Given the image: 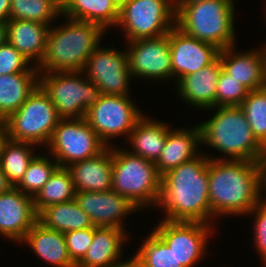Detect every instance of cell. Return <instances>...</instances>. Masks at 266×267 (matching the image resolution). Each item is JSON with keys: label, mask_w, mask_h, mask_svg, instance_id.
I'll use <instances>...</instances> for the list:
<instances>
[{"label": "cell", "mask_w": 266, "mask_h": 267, "mask_svg": "<svg viewBox=\"0 0 266 267\" xmlns=\"http://www.w3.org/2000/svg\"><path fill=\"white\" fill-rule=\"evenodd\" d=\"M126 50L131 76L166 80L172 78L169 33L128 42Z\"/></svg>", "instance_id": "5bb4252c"}, {"label": "cell", "mask_w": 266, "mask_h": 267, "mask_svg": "<svg viewBox=\"0 0 266 267\" xmlns=\"http://www.w3.org/2000/svg\"><path fill=\"white\" fill-rule=\"evenodd\" d=\"M259 49H261L263 58H264V75H265V80H266V46L259 48Z\"/></svg>", "instance_id": "f6af8a7d"}, {"label": "cell", "mask_w": 266, "mask_h": 267, "mask_svg": "<svg viewBox=\"0 0 266 267\" xmlns=\"http://www.w3.org/2000/svg\"><path fill=\"white\" fill-rule=\"evenodd\" d=\"M217 112L206 122L200 123L201 143L219 152V160H244L262 162L266 149L254 137L240 106L214 107Z\"/></svg>", "instance_id": "277c9868"}, {"label": "cell", "mask_w": 266, "mask_h": 267, "mask_svg": "<svg viewBox=\"0 0 266 267\" xmlns=\"http://www.w3.org/2000/svg\"><path fill=\"white\" fill-rule=\"evenodd\" d=\"M174 20L173 0H125L120 4L117 27L123 28L126 42H130L168 34L176 26Z\"/></svg>", "instance_id": "9c48e42d"}, {"label": "cell", "mask_w": 266, "mask_h": 267, "mask_svg": "<svg viewBox=\"0 0 266 267\" xmlns=\"http://www.w3.org/2000/svg\"><path fill=\"white\" fill-rule=\"evenodd\" d=\"M261 164H262V170H263V187H265L264 190H266V152L262 159Z\"/></svg>", "instance_id": "ee69618b"}, {"label": "cell", "mask_w": 266, "mask_h": 267, "mask_svg": "<svg viewBox=\"0 0 266 267\" xmlns=\"http://www.w3.org/2000/svg\"><path fill=\"white\" fill-rule=\"evenodd\" d=\"M248 214L255 215L254 243L258 254L266 266V200L263 198Z\"/></svg>", "instance_id": "74e56055"}, {"label": "cell", "mask_w": 266, "mask_h": 267, "mask_svg": "<svg viewBox=\"0 0 266 267\" xmlns=\"http://www.w3.org/2000/svg\"><path fill=\"white\" fill-rule=\"evenodd\" d=\"M29 142H18L7 139L0 155V166L5 173L8 182L15 187L23 178L28 164L34 158Z\"/></svg>", "instance_id": "f546056e"}, {"label": "cell", "mask_w": 266, "mask_h": 267, "mask_svg": "<svg viewBox=\"0 0 266 267\" xmlns=\"http://www.w3.org/2000/svg\"><path fill=\"white\" fill-rule=\"evenodd\" d=\"M33 197L11 187L0 195V235L21 242L37 222Z\"/></svg>", "instance_id": "e0dca14e"}, {"label": "cell", "mask_w": 266, "mask_h": 267, "mask_svg": "<svg viewBox=\"0 0 266 267\" xmlns=\"http://www.w3.org/2000/svg\"><path fill=\"white\" fill-rule=\"evenodd\" d=\"M240 107L254 137L266 149V86L249 91Z\"/></svg>", "instance_id": "d6a6232c"}, {"label": "cell", "mask_w": 266, "mask_h": 267, "mask_svg": "<svg viewBox=\"0 0 266 267\" xmlns=\"http://www.w3.org/2000/svg\"><path fill=\"white\" fill-rule=\"evenodd\" d=\"M171 128L167 123L151 120L143 116L128 136L129 153L156 163L163 151V146ZM134 150V151H133Z\"/></svg>", "instance_id": "484cf974"}, {"label": "cell", "mask_w": 266, "mask_h": 267, "mask_svg": "<svg viewBox=\"0 0 266 267\" xmlns=\"http://www.w3.org/2000/svg\"><path fill=\"white\" fill-rule=\"evenodd\" d=\"M235 46L220 50L222 69L249 91L266 86L264 58L259 49L246 52H234Z\"/></svg>", "instance_id": "ac0fdd59"}, {"label": "cell", "mask_w": 266, "mask_h": 267, "mask_svg": "<svg viewBox=\"0 0 266 267\" xmlns=\"http://www.w3.org/2000/svg\"><path fill=\"white\" fill-rule=\"evenodd\" d=\"M115 267H141L140 264L132 257L129 261H122Z\"/></svg>", "instance_id": "7bdbcfd3"}, {"label": "cell", "mask_w": 266, "mask_h": 267, "mask_svg": "<svg viewBox=\"0 0 266 267\" xmlns=\"http://www.w3.org/2000/svg\"><path fill=\"white\" fill-rule=\"evenodd\" d=\"M49 25L29 20L9 19L7 21V42L37 67L46 50Z\"/></svg>", "instance_id": "603a6c76"}, {"label": "cell", "mask_w": 266, "mask_h": 267, "mask_svg": "<svg viewBox=\"0 0 266 267\" xmlns=\"http://www.w3.org/2000/svg\"><path fill=\"white\" fill-rule=\"evenodd\" d=\"M169 45L172 77L177 78L176 83L213 63L220 53L215 45L190 37L176 26L169 32Z\"/></svg>", "instance_id": "9a60e30c"}, {"label": "cell", "mask_w": 266, "mask_h": 267, "mask_svg": "<svg viewBox=\"0 0 266 267\" xmlns=\"http://www.w3.org/2000/svg\"><path fill=\"white\" fill-rule=\"evenodd\" d=\"M30 63V65L28 64ZM30 66V67H29ZM39 72L36 66L25 58L14 46L6 42L0 46V75L13 73Z\"/></svg>", "instance_id": "d590c367"}, {"label": "cell", "mask_w": 266, "mask_h": 267, "mask_svg": "<svg viewBox=\"0 0 266 267\" xmlns=\"http://www.w3.org/2000/svg\"><path fill=\"white\" fill-rule=\"evenodd\" d=\"M83 71L39 74V86L49 96L61 119L82 118L99 99V88ZM87 78V79H86Z\"/></svg>", "instance_id": "52a82bcc"}, {"label": "cell", "mask_w": 266, "mask_h": 267, "mask_svg": "<svg viewBox=\"0 0 266 267\" xmlns=\"http://www.w3.org/2000/svg\"><path fill=\"white\" fill-rule=\"evenodd\" d=\"M23 241L48 264L56 267H76L68 254L63 232L46 228L37 221Z\"/></svg>", "instance_id": "cb8c5ba5"}, {"label": "cell", "mask_w": 266, "mask_h": 267, "mask_svg": "<svg viewBox=\"0 0 266 267\" xmlns=\"http://www.w3.org/2000/svg\"><path fill=\"white\" fill-rule=\"evenodd\" d=\"M39 72L0 75V116L4 121L15 113L39 85Z\"/></svg>", "instance_id": "4316f807"}, {"label": "cell", "mask_w": 266, "mask_h": 267, "mask_svg": "<svg viewBox=\"0 0 266 267\" xmlns=\"http://www.w3.org/2000/svg\"><path fill=\"white\" fill-rule=\"evenodd\" d=\"M61 14L65 18L92 22L105 31L117 23L120 15V3L117 0H62Z\"/></svg>", "instance_id": "d4e9b609"}, {"label": "cell", "mask_w": 266, "mask_h": 267, "mask_svg": "<svg viewBox=\"0 0 266 267\" xmlns=\"http://www.w3.org/2000/svg\"><path fill=\"white\" fill-rule=\"evenodd\" d=\"M120 4L123 2V1H125V0H117Z\"/></svg>", "instance_id": "c3c4849f"}, {"label": "cell", "mask_w": 266, "mask_h": 267, "mask_svg": "<svg viewBox=\"0 0 266 267\" xmlns=\"http://www.w3.org/2000/svg\"><path fill=\"white\" fill-rule=\"evenodd\" d=\"M75 193L70 171L67 168L58 167L33 197L35 211L38 214L47 206L71 201L75 198Z\"/></svg>", "instance_id": "f1b7e54d"}, {"label": "cell", "mask_w": 266, "mask_h": 267, "mask_svg": "<svg viewBox=\"0 0 266 267\" xmlns=\"http://www.w3.org/2000/svg\"><path fill=\"white\" fill-rule=\"evenodd\" d=\"M58 167L55 160L53 161L45 155H36L15 187L24 194L34 197Z\"/></svg>", "instance_id": "836d02e7"}, {"label": "cell", "mask_w": 266, "mask_h": 267, "mask_svg": "<svg viewBox=\"0 0 266 267\" xmlns=\"http://www.w3.org/2000/svg\"><path fill=\"white\" fill-rule=\"evenodd\" d=\"M199 143H201L199 124L188 130L185 128L170 130L161 156L155 163L159 174L162 176L182 163L197 157L199 153L196 150Z\"/></svg>", "instance_id": "7402d4cb"}, {"label": "cell", "mask_w": 266, "mask_h": 267, "mask_svg": "<svg viewBox=\"0 0 266 267\" xmlns=\"http://www.w3.org/2000/svg\"><path fill=\"white\" fill-rule=\"evenodd\" d=\"M200 154L162 175L157 206L164 220L211 224L209 204V157Z\"/></svg>", "instance_id": "7a4b0ae2"}, {"label": "cell", "mask_w": 266, "mask_h": 267, "mask_svg": "<svg viewBox=\"0 0 266 267\" xmlns=\"http://www.w3.org/2000/svg\"><path fill=\"white\" fill-rule=\"evenodd\" d=\"M209 158V204L212 216L246 214L263 198L262 164Z\"/></svg>", "instance_id": "6da1fadb"}, {"label": "cell", "mask_w": 266, "mask_h": 267, "mask_svg": "<svg viewBox=\"0 0 266 267\" xmlns=\"http://www.w3.org/2000/svg\"><path fill=\"white\" fill-rule=\"evenodd\" d=\"M133 258L141 267H183L173 250L154 232H150Z\"/></svg>", "instance_id": "1f68e13d"}, {"label": "cell", "mask_w": 266, "mask_h": 267, "mask_svg": "<svg viewBox=\"0 0 266 267\" xmlns=\"http://www.w3.org/2000/svg\"><path fill=\"white\" fill-rule=\"evenodd\" d=\"M11 187H13L7 180L5 173L0 166V195L7 192Z\"/></svg>", "instance_id": "ab89813d"}, {"label": "cell", "mask_w": 266, "mask_h": 267, "mask_svg": "<svg viewBox=\"0 0 266 267\" xmlns=\"http://www.w3.org/2000/svg\"><path fill=\"white\" fill-rule=\"evenodd\" d=\"M61 16L59 0H11L10 19L35 21L50 26Z\"/></svg>", "instance_id": "4dcf8cb0"}, {"label": "cell", "mask_w": 266, "mask_h": 267, "mask_svg": "<svg viewBox=\"0 0 266 267\" xmlns=\"http://www.w3.org/2000/svg\"><path fill=\"white\" fill-rule=\"evenodd\" d=\"M60 119L49 96L38 85L4 124L8 139L47 146Z\"/></svg>", "instance_id": "ba28073f"}, {"label": "cell", "mask_w": 266, "mask_h": 267, "mask_svg": "<svg viewBox=\"0 0 266 267\" xmlns=\"http://www.w3.org/2000/svg\"><path fill=\"white\" fill-rule=\"evenodd\" d=\"M75 201L89 216L94 227H115L125 230L122 219L139 210L126 197L113 190L106 192L79 191Z\"/></svg>", "instance_id": "2e32d148"}, {"label": "cell", "mask_w": 266, "mask_h": 267, "mask_svg": "<svg viewBox=\"0 0 266 267\" xmlns=\"http://www.w3.org/2000/svg\"><path fill=\"white\" fill-rule=\"evenodd\" d=\"M161 179L155 163L128 150L112 148V190L126 197L139 210L158 203Z\"/></svg>", "instance_id": "8992f818"}, {"label": "cell", "mask_w": 266, "mask_h": 267, "mask_svg": "<svg viewBox=\"0 0 266 267\" xmlns=\"http://www.w3.org/2000/svg\"><path fill=\"white\" fill-rule=\"evenodd\" d=\"M46 147L58 166L67 168L98 155L107 146L82 117L60 119Z\"/></svg>", "instance_id": "30bf717a"}, {"label": "cell", "mask_w": 266, "mask_h": 267, "mask_svg": "<svg viewBox=\"0 0 266 267\" xmlns=\"http://www.w3.org/2000/svg\"><path fill=\"white\" fill-rule=\"evenodd\" d=\"M125 230L115 227H94L92 243L76 267H115L120 262ZM119 261V262H118Z\"/></svg>", "instance_id": "44dd1931"}, {"label": "cell", "mask_w": 266, "mask_h": 267, "mask_svg": "<svg viewBox=\"0 0 266 267\" xmlns=\"http://www.w3.org/2000/svg\"><path fill=\"white\" fill-rule=\"evenodd\" d=\"M248 93L249 90L246 87L221 69L217 83L215 107L240 106Z\"/></svg>", "instance_id": "e575fe53"}, {"label": "cell", "mask_w": 266, "mask_h": 267, "mask_svg": "<svg viewBox=\"0 0 266 267\" xmlns=\"http://www.w3.org/2000/svg\"><path fill=\"white\" fill-rule=\"evenodd\" d=\"M37 221L46 228L63 233L93 227L89 216L75 199L47 206L38 213Z\"/></svg>", "instance_id": "83f0119b"}, {"label": "cell", "mask_w": 266, "mask_h": 267, "mask_svg": "<svg viewBox=\"0 0 266 267\" xmlns=\"http://www.w3.org/2000/svg\"><path fill=\"white\" fill-rule=\"evenodd\" d=\"M11 0H0V22L10 19Z\"/></svg>", "instance_id": "f35d334b"}, {"label": "cell", "mask_w": 266, "mask_h": 267, "mask_svg": "<svg viewBox=\"0 0 266 267\" xmlns=\"http://www.w3.org/2000/svg\"><path fill=\"white\" fill-rule=\"evenodd\" d=\"M8 135H7V129L5 124L0 128V155L2 152V148L4 143L7 141Z\"/></svg>", "instance_id": "b9f144b4"}, {"label": "cell", "mask_w": 266, "mask_h": 267, "mask_svg": "<svg viewBox=\"0 0 266 267\" xmlns=\"http://www.w3.org/2000/svg\"><path fill=\"white\" fill-rule=\"evenodd\" d=\"M68 254L77 264L86 254L92 243L93 227L64 233Z\"/></svg>", "instance_id": "8d00e7d4"}, {"label": "cell", "mask_w": 266, "mask_h": 267, "mask_svg": "<svg viewBox=\"0 0 266 267\" xmlns=\"http://www.w3.org/2000/svg\"><path fill=\"white\" fill-rule=\"evenodd\" d=\"M103 33L105 30L96 23L71 18L62 26L50 27L45 54L36 67L39 74L83 71Z\"/></svg>", "instance_id": "3957f363"}, {"label": "cell", "mask_w": 266, "mask_h": 267, "mask_svg": "<svg viewBox=\"0 0 266 267\" xmlns=\"http://www.w3.org/2000/svg\"><path fill=\"white\" fill-rule=\"evenodd\" d=\"M143 116L128 95L101 94L98 101L86 111L84 119L109 147V139L118 138L120 135H126L128 138Z\"/></svg>", "instance_id": "8fae6325"}, {"label": "cell", "mask_w": 266, "mask_h": 267, "mask_svg": "<svg viewBox=\"0 0 266 267\" xmlns=\"http://www.w3.org/2000/svg\"><path fill=\"white\" fill-rule=\"evenodd\" d=\"M211 228L202 222L163 219L153 231L173 250L178 265L192 267L205 255Z\"/></svg>", "instance_id": "7c38bea8"}, {"label": "cell", "mask_w": 266, "mask_h": 267, "mask_svg": "<svg viewBox=\"0 0 266 267\" xmlns=\"http://www.w3.org/2000/svg\"><path fill=\"white\" fill-rule=\"evenodd\" d=\"M174 1V4H175V8H177L179 5L187 2V1H190V0H173Z\"/></svg>", "instance_id": "bcb514c9"}, {"label": "cell", "mask_w": 266, "mask_h": 267, "mask_svg": "<svg viewBox=\"0 0 266 267\" xmlns=\"http://www.w3.org/2000/svg\"><path fill=\"white\" fill-rule=\"evenodd\" d=\"M7 42V22H0V46Z\"/></svg>", "instance_id": "60d3db41"}, {"label": "cell", "mask_w": 266, "mask_h": 267, "mask_svg": "<svg viewBox=\"0 0 266 267\" xmlns=\"http://www.w3.org/2000/svg\"><path fill=\"white\" fill-rule=\"evenodd\" d=\"M83 72L96 84L101 94L129 95L131 71L125 51L98 45L88 58Z\"/></svg>", "instance_id": "4fadbf2b"}, {"label": "cell", "mask_w": 266, "mask_h": 267, "mask_svg": "<svg viewBox=\"0 0 266 267\" xmlns=\"http://www.w3.org/2000/svg\"><path fill=\"white\" fill-rule=\"evenodd\" d=\"M234 0H190L176 8V27L220 50L235 45Z\"/></svg>", "instance_id": "5b68a950"}, {"label": "cell", "mask_w": 266, "mask_h": 267, "mask_svg": "<svg viewBox=\"0 0 266 267\" xmlns=\"http://www.w3.org/2000/svg\"><path fill=\"white\" fill-rule=\"evenodd\" d=\"M75 191L106 192L112 190V147L98 155L75 162L67 167Z\"/></svg>", "instance_id": "d6986e66"}, {"label": "cell", "mask_w": 266, "mask_h": 267, "mask_svg": "<svg viewBox=\"0 0 266 267\" xmlns=\"http://www.w3.org/2000/svg\"><path fill=\"white\" fill-rule=\"evenodd\" d=\"M221 69L222 64L218 57L196 73L181 78L176 85L180 98L199 109H214Z\"/></svg>", "instance_id": "ffe728a7"}, {"label": "cell", "mask_w": 266, "mask_h": 267, "mask_svg": "<svg viewBox=\"0 0 266 267\" xmlns=\"http://www.w3.org/2000/svg\"><path fill=\"white\" fill-rule=\"evenodd\" d=\"M4 125V119L0 116V128Z\"/></svg>", "instance_id": "7dc6e473"}]
</instances>
